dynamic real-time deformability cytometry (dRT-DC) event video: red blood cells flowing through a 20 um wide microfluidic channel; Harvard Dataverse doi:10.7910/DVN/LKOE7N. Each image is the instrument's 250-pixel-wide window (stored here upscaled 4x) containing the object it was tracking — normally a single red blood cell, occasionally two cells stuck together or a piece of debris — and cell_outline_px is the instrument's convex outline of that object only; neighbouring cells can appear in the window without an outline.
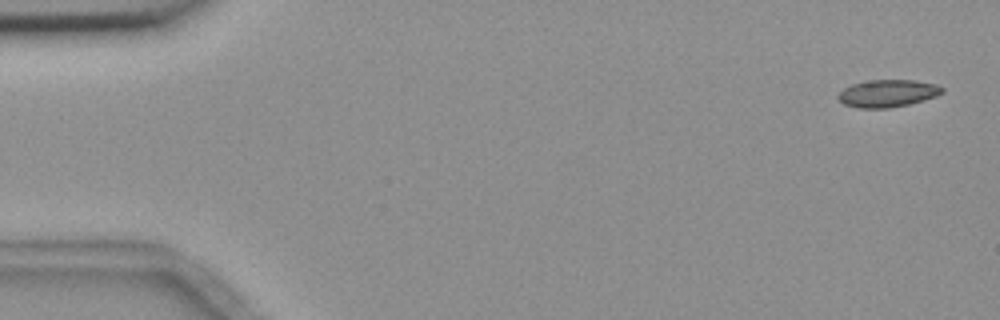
{"species": "common noctule bat (a hibernating species)", "species_latin": "Nyctalus noctula", "temperature_condition": "room temperature", "stored_images_in_passage": 4, "camera_frame_rate_fps": 3000, "um_per_image_px": 0.085, "animal": {"sex": "female", "body_mass_g": 18.4}, "frame": {"image": 1, "passage_image": 1, "time_ms": 0.0, "image_size_px": [1000, 320], "cell_outline_px": [[944, 92], [936, 96], [924, 100], [908, 104], [888, 108], [856, 108], [844, 104], [836, 96], [844, 88], [852, 84], [868, 80], [916, 80], [936, 84], [944, 88]], "centroid_in_image_um": [75.45, 7.93], "position_along_channel_um": 9.5, "area_um2": 16.65}}
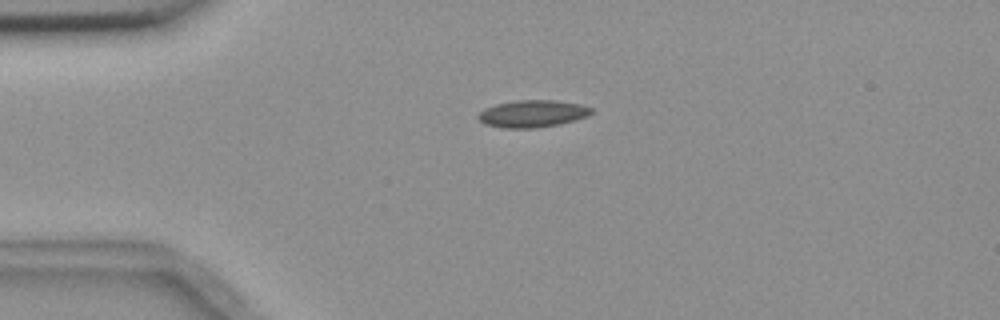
{"frame": {"image": 2, "passage_image": 3, "time_ms": 3.667, "image_size_px": [1000, 320], "cell_outline_px": [[592, 112], [588, 116], [576, 120], [560, 124], [536, 128], [504, 128], [484, 124], [476, 116], [484, 108], [496, 104], [516, 100], [556, 100], [580, 104], [592, 108]], "centroid_in_image_um": [45.26, 9.66], "position_along_channel_um": 39.7, "area_um2": 18.03}}